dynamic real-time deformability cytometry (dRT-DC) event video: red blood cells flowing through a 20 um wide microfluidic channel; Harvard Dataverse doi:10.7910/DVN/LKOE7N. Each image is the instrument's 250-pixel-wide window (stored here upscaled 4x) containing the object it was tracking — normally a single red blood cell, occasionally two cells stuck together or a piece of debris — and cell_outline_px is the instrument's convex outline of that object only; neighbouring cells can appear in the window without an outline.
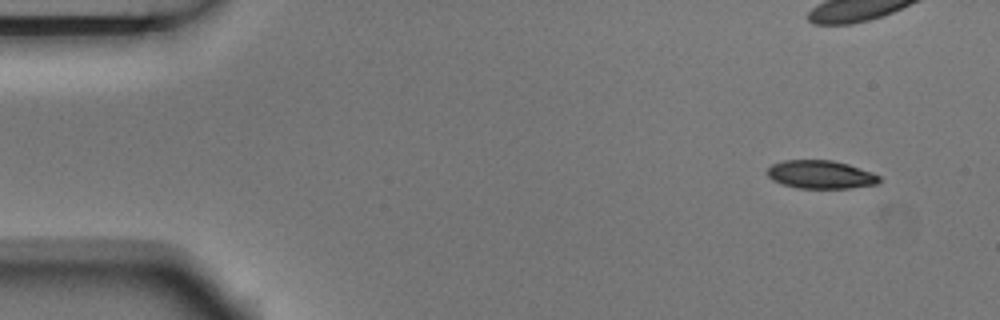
{"species": "Egyptian fruit bat (a non-hibernating species)", "species_latin": "Rousettus aegyptiacus", "temperature_condition": "room temperature", "stored_images_in_passage": 4, "camera_frame_rate_fps": 3000, "um_per_image_px": 0.085, "animal": {"sex": "male"}, "frame": {"image": 1, "passage_image": 1, "time_ms": 0.0, "image_size_px": [1000, 320], "cell_outline_px": [[880, 180], [876, 184], [848, 188], [796, 188], [780, 184], [772, 180], [764, 172], [772, 164], [784, 160], [832, 160], [848, 164], [872, 172], [880, 176]], "centroid_in_image_um": [69.7, 14.83], "position_along_channel_um": 15.3, "area_um2": 18.55}}